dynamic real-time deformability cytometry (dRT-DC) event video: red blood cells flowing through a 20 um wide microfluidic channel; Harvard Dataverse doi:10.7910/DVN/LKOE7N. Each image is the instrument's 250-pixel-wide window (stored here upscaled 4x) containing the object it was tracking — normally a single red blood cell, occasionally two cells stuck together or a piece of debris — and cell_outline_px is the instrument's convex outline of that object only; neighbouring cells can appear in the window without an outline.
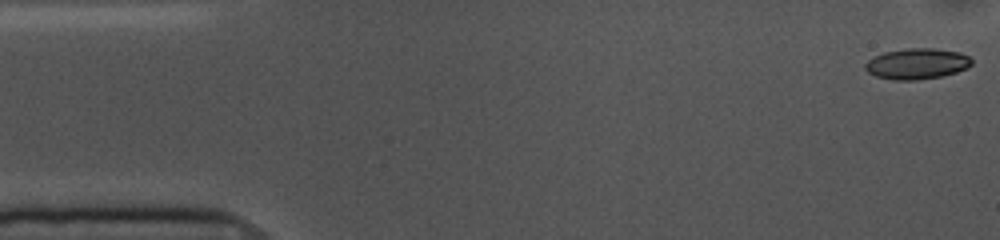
{"species": "common noctule bat (a hibernating species)", "species_latin": "Nyctalus noctula", "temperature_condition": "cold", "stored_images_in_passage": 54, "camera_frame_rate_fps": 3000, "um_per_image_px": 0.085, "animal": {"sex": "female", "body_mass_g": 10.0, "forearm_length_mm": 53.1}, "frame": {"image": 1, "passage_image": 1, "time_ms": 0.0, "image_size_px": [1000, 240], "cell_outline_px": [[972, 64], [968, 68], [956, 72], [940, 76], [916, 80], [892, 80], [876, 76], [868, 72], [864, 68], [864, 64], [868, 60], [884, 52], [904, 48], [932, 48], [960, 52], [968, 56], [972, 60]], "centroid_in_image_um": [77.93, 5.41], "position_along_channel_um": 7.1, "area_um2": 19.13}}
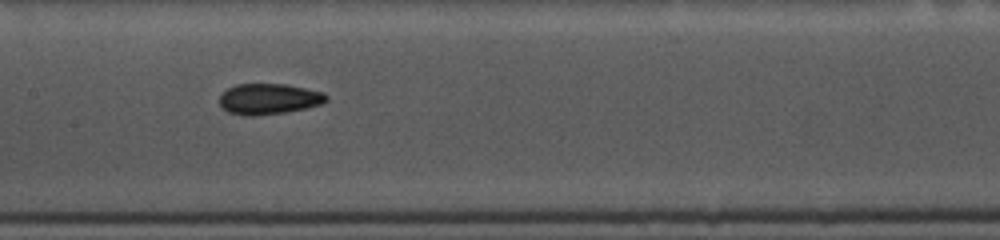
{"frame": {"image": 2, "passage_image": 25, "time_ms": 8.0, "image_size_px": [1000, 240], "cell_outline_px": [[328, 100], [320, 104], [308, 108], [284, 112], [256, 116], [244, 116], [228, 112], [220, 104], [220, 96], [228, 88], [236, 84], [284, 84], [324, 92], [328, 96]], "centroid_in_image_um": [22.86, 8.41], "position_along_channel_um": 184.5, "area_um2": 19.13}}
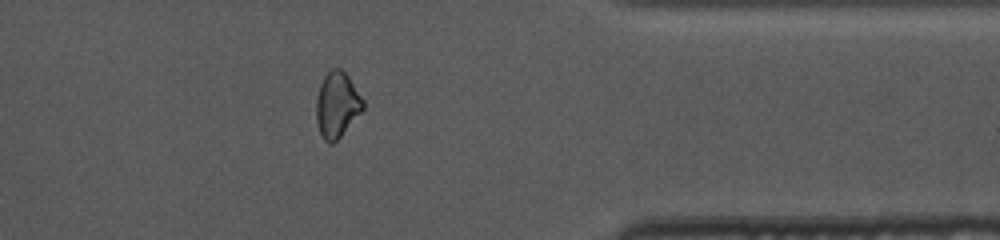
{"frame": {"image": 3, "passage_image": 43, "time_ms": 14.0, "image_size_px": [1000, 240], "cell_outline_px": [[364, 108], [340, 136], [332, 144], [328, 144], [324, 140], [320, 132], [316, 120], [316, 100], [320, 84], [324, 76], [332, 68], [340, 68], [348, 76], [364, 100]], "centroid_in_image_um": [28.63, 8.9], "position_along_channel_um": 382.8, "area_um2": 17.69}, "authors_computed_cell_mechanics": {"area_um2": 19.1318, "velocity_mm_per_s": 3.6057, "shape_relaxation_time_tau1_ms": 6.0911, "shape_relaxation_time_tau2_ms": 3.0915, "deformation_change_tau1": 0.1081, "deformation_change_tau2": 0.0622}}